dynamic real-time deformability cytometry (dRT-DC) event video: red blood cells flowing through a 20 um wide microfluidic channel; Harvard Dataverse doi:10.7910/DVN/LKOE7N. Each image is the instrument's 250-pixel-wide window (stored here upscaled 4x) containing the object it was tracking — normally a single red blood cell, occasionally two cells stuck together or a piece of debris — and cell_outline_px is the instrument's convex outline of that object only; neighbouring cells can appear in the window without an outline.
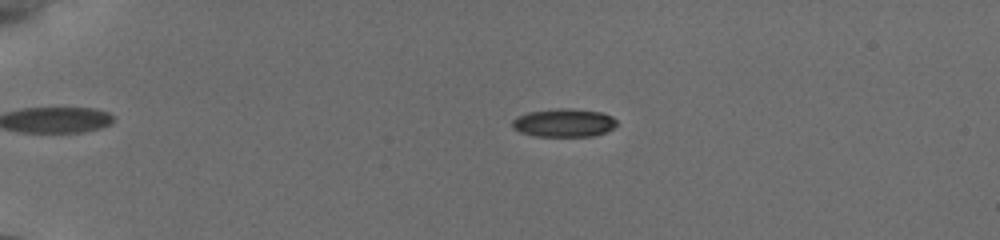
{"species": "common noctule bat (a hibernating species)", "species_latin": "Nyctalus noctula", "temperature_condition": "cold", "stored_images_in_passage": 72, "camera_frame_rate_fps": 3000, "um_per_image_px": 0.085, "animal": {"sex": "female", "body_mass_g": 19.5, "forearm_length_mm": 54.1}, "frame": {"image": 1, "passage_image": 9, "time_ms": 2.667, "image_size_px": [1000, 240], "cell_outline_px": [[616, 124], [612, 128], [604, 132], [592, 136], [532, 136], [520, 132], [512, 128], [512, 120], [516, 116], [528, 112], [556, 108], [572, 108], [600, 112], [612, 116], [616, 120]], "centroid_in_image_um": [47.88, 10.43], "position_along_channel_um": 37.1, "area_um2": 17.28}}
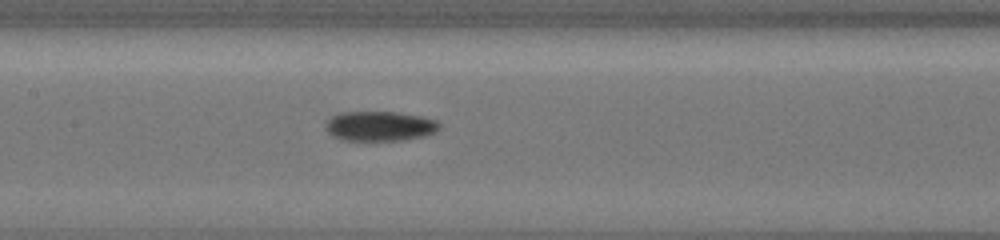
{"frame": {"image": 2, "passage_image": 25, "time_ms": 8.0, "image_size_px": [1000, 240], "cell_outline_px": [[440, 128], [432, 132], [420, 136], [400, 140], [344, 140], [332, 136], [328, 132], [328, 120], [332, 116], [340, 112], [400, 112], [424, 116], [436, 120], [440, 124]], "centroid_in_image_um": [32.29, 10.7], "position_along_channel_um": 175.1, "area_um2": 19.48}}
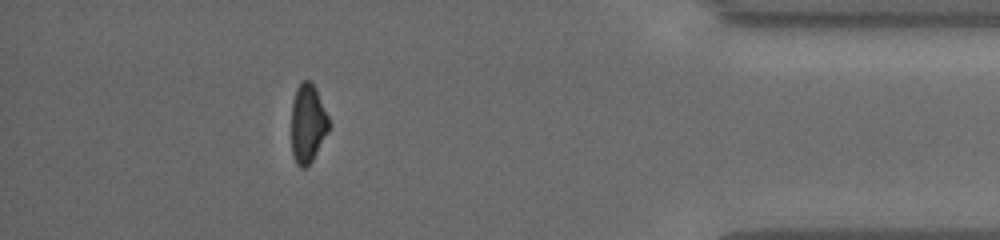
{"frame": {"image": 3, "passage_image": 61, "time_ms": 15.0, "image_size_px": [1000, 240], "cell_outline_px": [[328, 132], [312, 160], [304, 168], [300, 168], [296, 164], [292, 152], [292, 100], [296, 88], [304, 80], [312, 80], [316, 88], [328, 116]], "centroid_in_image_um": [26.15, 10.47], "position_along_channel_um": 409.1, "area_um2": 17.11}, "authors_computed_cell_mechanics": {"area_um2": 18.3226, "velocity_mm_per_s": 3.847, "shape_relaxation_time_tau1_ms": null, "shape_relaxation_time_tau2_ms": 7.3086, "deformation_change_tau1": null, "deformation_change_tau2": 0.1143}}